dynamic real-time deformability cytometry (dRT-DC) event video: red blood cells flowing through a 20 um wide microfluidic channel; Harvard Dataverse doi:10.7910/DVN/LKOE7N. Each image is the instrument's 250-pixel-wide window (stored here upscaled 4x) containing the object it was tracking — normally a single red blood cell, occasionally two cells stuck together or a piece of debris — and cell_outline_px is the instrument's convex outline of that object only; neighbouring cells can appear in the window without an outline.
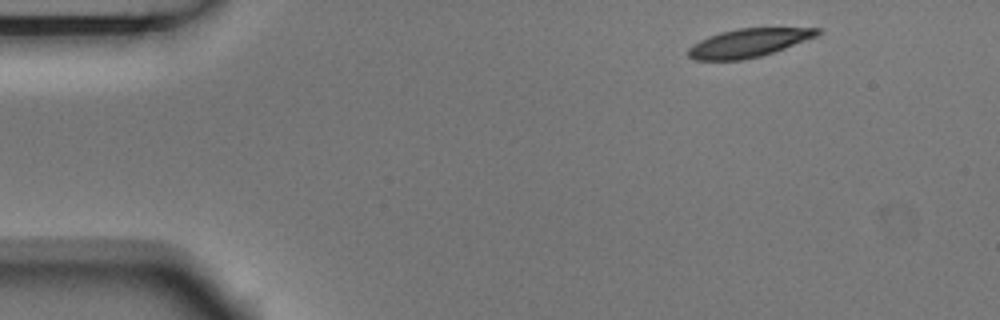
{"species": "Egyptian fruit bat (a non-hibernating species)", "species_latin": "Rousettus aegyptiacus", "temperature_condition": "room temperature", "stored_images_in_passage": 5, "camera_frame_rate_fps": 3000, "um_per_image_px": 0.085, "animal": {"sex": "male"}, "frame": {"image": 1, "passage_image": 1, "time_ms": 0.0, "image_size_px": [1000, 320], "cell_outline_px": [[824, 32], [816, 36], [784, 48], [760, 56], [740, 60], [696, 60], [688, 56], [688, 48], [700, 40], [708, 36], [720, 32], [736, 28], [820, 28]], "centroid_in_image_um": [63.61, 3.64], "position_along_channel_um": 21.4, "area_um2": 21.21}}
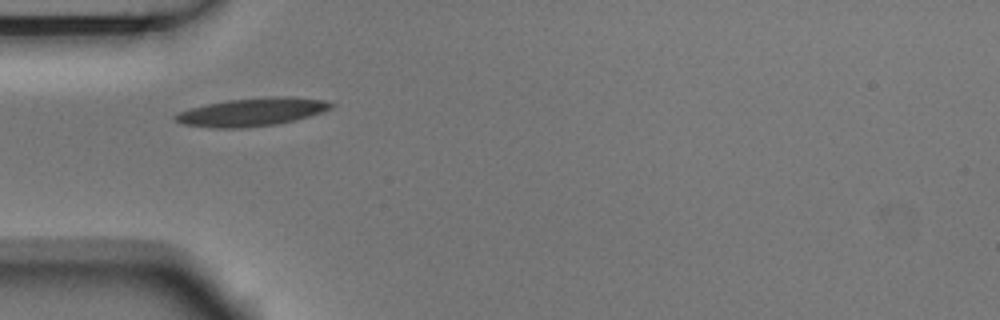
{"frame": {"image": 2, "passage_image": 4, "time_ms": 1.0, "image_size_px": [1000, 320], "cell_outline_px": [[336, 104], [332, 108], [296, 120], [276, 124], [240, 128], [212, 128], [180, 124], [172, 116], [188, 108], [228, 100], [272, 96], [288, 96], [324, 100]], "centroid_in_image_um": [21.4, 9.52], "position_along_channel_um": 63.6, "area_um2": 25.49}}
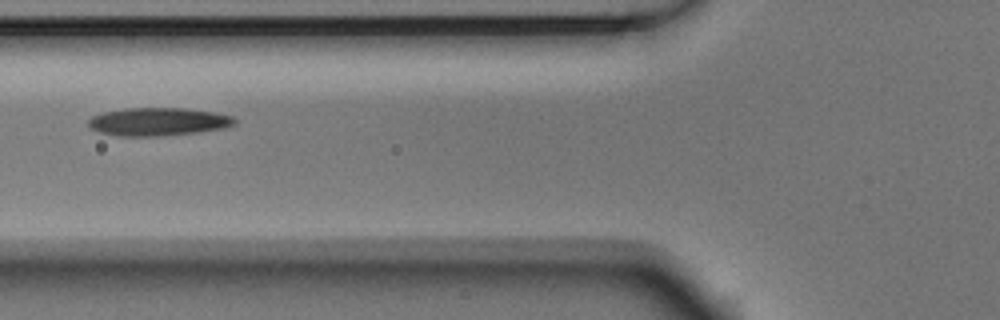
{"frame": {"image": 3, "passage_image": 5, "time_ms": 1.333, "image_size_px": [1000, 320], "cell_outline_px": [[236, 124], [224, 128], [196, 132], [160, 136], [116, 136], [100, 132], [88, 128], [88, 120], [92, 116], [104, 112], [124, 108], [184, 108], [212, 112], [232, 116], [236, 120]], "centroid_in_image_um": [13.4, 10.34], "position_along_channel_um": 112.4, "area_um2": 23.93}}